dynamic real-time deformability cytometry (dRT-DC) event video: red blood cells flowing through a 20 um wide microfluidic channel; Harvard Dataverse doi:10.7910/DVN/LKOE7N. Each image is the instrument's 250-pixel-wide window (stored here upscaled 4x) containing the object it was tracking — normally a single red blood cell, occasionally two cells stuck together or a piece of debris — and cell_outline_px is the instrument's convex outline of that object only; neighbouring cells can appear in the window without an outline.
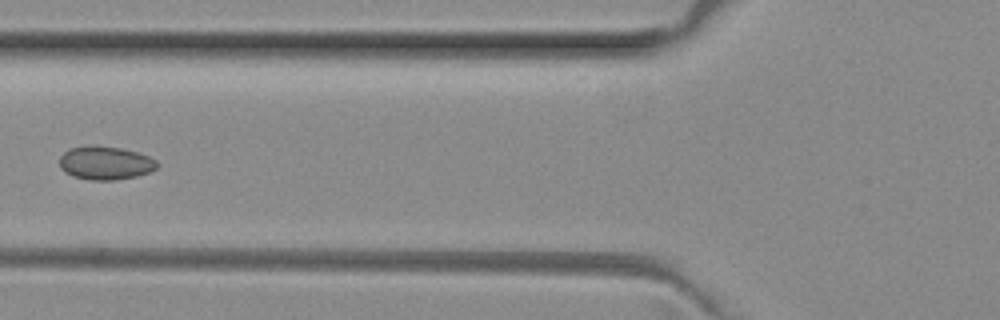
{"species": "common noctule bat (a hibernating species)", "species_latin": "Nyctalus noctula", "temperature_condition": "room temperature", "stored_images_in_passage": 5, "camera_frame_rate_fps": 3000, "um_per_image_px": 0.085, "animal": {"sex": "female", "body_mass_g": 29.2, "forearm_length_mm": 56.3}, "frame": {"image": 1, "passage_image": 5, "time_ms": 1.333, "image_size_px": [1000, 320], "cell_outline_px": [[160, 164], [156, 168], [148, 172], [136, 176], [116, 180], [88, 180], [72, 176], [64, 172], [60, 168], [60, 156], [64, 152], [72, 148], [120, 148], [140, 152], [156, 160]], "centroid_in_image_um": [8.99, 13.9], "position_along_channel_um": 116.8, "area_um2": 18.55}}